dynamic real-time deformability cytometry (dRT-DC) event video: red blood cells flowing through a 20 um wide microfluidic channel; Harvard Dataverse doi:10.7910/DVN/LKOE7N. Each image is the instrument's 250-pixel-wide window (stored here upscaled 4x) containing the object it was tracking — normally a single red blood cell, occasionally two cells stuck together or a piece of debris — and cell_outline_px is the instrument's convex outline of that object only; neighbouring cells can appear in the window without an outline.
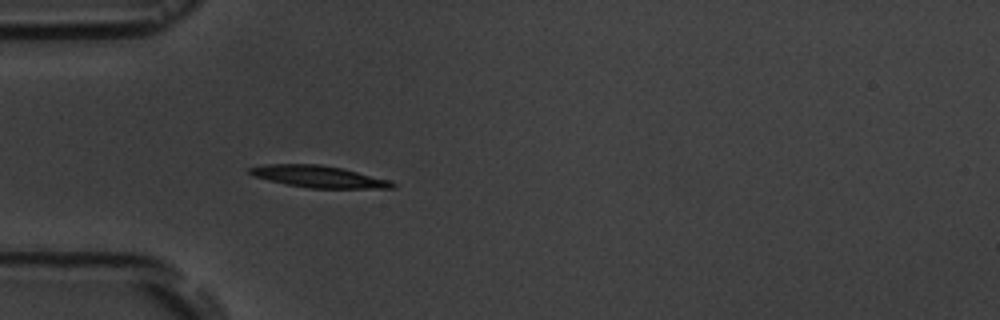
{"species": "common noctule bat (a hibernating species)", "species_latin": "Nyctalus noctula", "temperature_condition": "room temperature", "stored_images_in_passage": 4, "camera_frame_rate_fps": 3000, "um_per_image_px": 0.085, "animal": {"sex": "male", "body_mass_g": 19.5, "forearm_length_mm": 54.6}, "frame": {"image": 1, "passage_image": 4, "time_ms": 4.0, "image_size_px": [1000, 320], "cell_outline_px": [[396, 188], [308, 188], [268, 180], [252, 176], [248, 172], [248, 168], [264, 164], [320, 164], [344, 168], [388, 180], [396, 184]], "centroid_in_image_um": [27.05, 15.0], "position_along_channel_um": 57.9, "area_um2": 18.15}}